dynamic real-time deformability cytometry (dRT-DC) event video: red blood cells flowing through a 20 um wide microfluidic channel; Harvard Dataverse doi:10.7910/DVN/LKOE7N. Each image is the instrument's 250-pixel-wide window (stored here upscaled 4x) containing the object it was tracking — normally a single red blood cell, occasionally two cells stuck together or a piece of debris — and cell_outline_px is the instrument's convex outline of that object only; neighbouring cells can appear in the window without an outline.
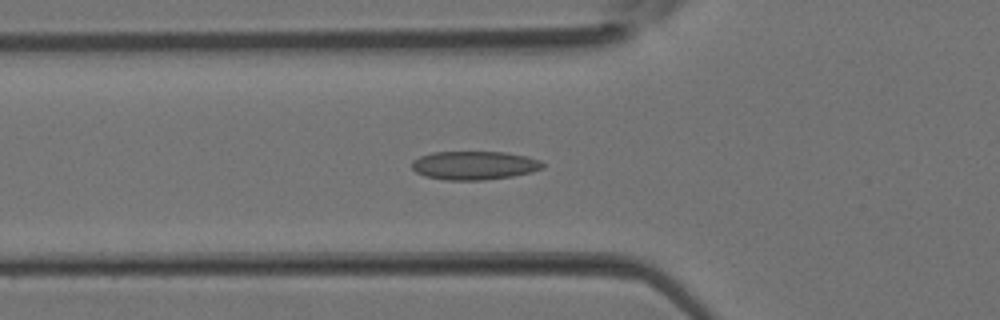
{"species": "Egyptian fruit bat (a non-hibernating species)", "species_latin": "Rousettus aegyptiacus", "temperature_condition": "room temperature", "stored_images_in_passage": 27, "camera_frame_rate_fps": 3000, "um_per_image_px": 0.085, "animal": {"sex": "female"}, "frame": {"image": 1, "passage_image": 3, "time_ms": 0.667, "image_size_px": [1000, 320], "cell_outline_px": [[544, 168], [532, 172], [512, 176], [484, 180], [444, 180], [424, 176], [416, 172], [412, 168], [412, 160], [420, 156], [432, 152], [504, 152], [528, 156], [540, 160], [544, 164]], "centroid_in_image_um": [40.32, 14.06], "position_along_channel_um": 85.5, "area_um2": 21.96}}
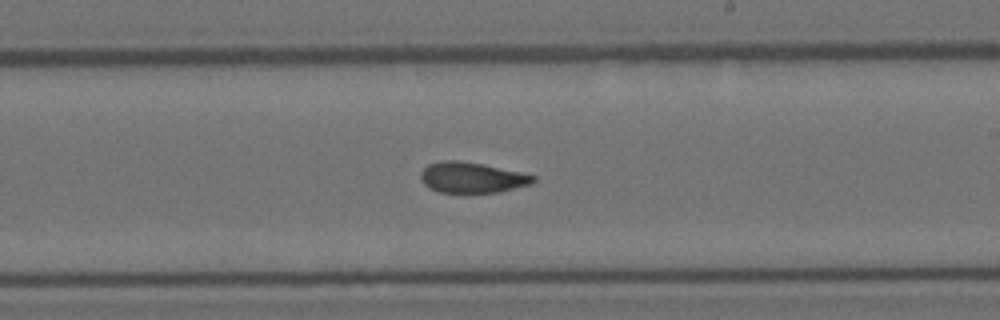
{"frame": {"image": 2, "passage_image": 12, "time_ms": 3.667, "image_size_px": [1000, 320], "cell_outline_px": [[536, 180], [532, 184], [500, 192], [464, 196], [440, 192], [428, 188], [420, 180], [420, 172], [428, 164], [440, 160], [460, 160], [520, 172], [536, 176]], "centroid_in_image_um": [40.07, 15.14], "position_along_channel_um": 248.9, "area_um2": 20.98}}
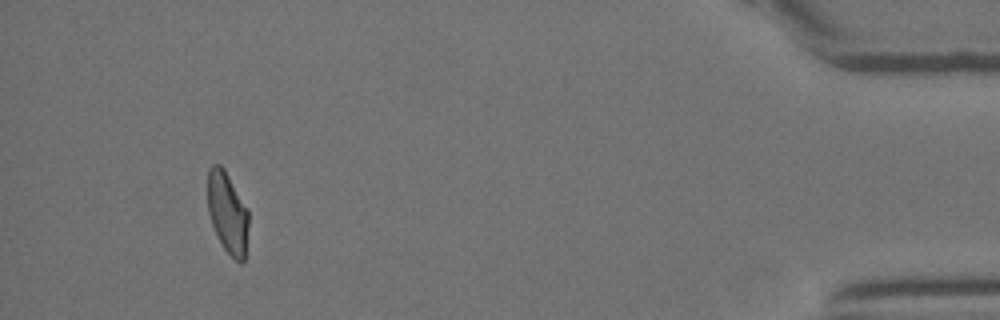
{"frame": {"image": 3, "passage_image": 25, "time_ms": 8.0, "image_size_px": [1000, 320], "cell_outline_px": [[248, 224], [244, 260], [240, 264], [224, 248], [216, 236], [208, 212], [208, 168], [212, 164], [220, 164], [224, 168], [248, 212]], "centroid_in_image_um": [19.31, 18.07], "position_along_channel_um": 415.9, "area_um2": 19.07}}